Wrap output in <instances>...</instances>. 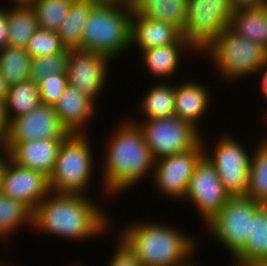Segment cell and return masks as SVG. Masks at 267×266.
I'll list each match as a JSON object with an SVG mask.
<instances>
[{
	"instance_id": "cell-35",
	"label": "cell",
	"mask_w": 267,
	"mask_h": 266,
	"mask_svg": "<svg viewBox=\"0 0 267 266\" xmlns=\"http://www.w3.org/2000/svg\"><path fill=\"white\" fill-rule=\"evenodd\" d=\"M117 246L107 266H142L134 251L118 235Z\"/></svg>"
},
{
	"instance_id": "cell-9",
	"label": "cell",
	"mask_w": 267,
	"mask_h": 266,
	"mask_svg": "<svg viewBox=\"0 0 267 266\" xmlns=\"http://www.w3.org/2000/svg\"><path fill=\"white\" fill-rule=\"evenodd\" d=\"M129 120L139 126L155 160L192 150L202 141V130L200 132L191 123L175 115L139 122L134 117Z\"/></svg>"
},
{
	"instance_id": "cell-28",
	"label": "cell",
	"mask_w": 267,
	"mask_h": 266,
	"mask_svg": "<svg viewBox=\"0 0 267 266\" xmlns=\"http://www.w3.org/2000/svg\"><path fill=\"white\" fill-rule=\"evenodd\" d=\"M22 225L33 227V211L21 201L0 194V240H9Z\"/></svg>"
},
{
	"instance_id": "cell-10",
	"label": "cell",
	"mask_w": 267,
	"mask_h": 266,
	"mask_svg": "<svg viewBox=\"0 0 267 266\" xmlns=\"http://www.w3.org/2000/svg\"><path fill=\"white\" fill-rule=\"evenodd\" d=\"M233 11L228 0H188L182 36L197 51L196 55L229 27Z\"/></svg>"
},
{
	"instance_id": "cell-8",
	"label": "cell",
	"mask_w": 267,
	"mask_h": 266,
	"mask_svg": "<svg viewBox=\"0 0 267 266\" xmlns=\"http://www.w3.org/2000/svg\"><path fill=\"white\" fill-rule=\"evenodd\" d=\"M205 140L202 136L205 155L214 164L226 192L230 197L246 196L252 151L249 153L232 133L220 135L214 147H208Z\"/></svg>"
},
{
	"instance_id": "cell-43",
	"label": "cell",
	"mask_w": 267,
	"mask_h": 266,
	"mask_svg": "<svg viewBox=\"0 0 267 266\" xmlns=\"http://www.w3.org/2000/svg\"><path fill=\"white\" fill-rule=\"evenodd\" d=\"M40 0H9L10 5H26V6H33Z\"/></svg>"
},
{
	"instance_id": "cell-23",
	"label": "cell",
	"mask_w": 267,
	"mask_h": 266,
	"mask_svg": "<svg viewBox=\"0 0 267 266\" xmlns=\"http://www.w3.org/2000/svg\"><path fill=\"white\" fill-rule=\"evenodd\" d=\"M97 4L94 0H73L68 14L57 30L66 49L81 50V39L88 16Z\"/></svg>"
},
{
	"instance_id": "cell-3",
	"label": "cell",
	"mask_w": 267,
	"mask_h": 266,
	"mask_svg": "<svg viewBox=\"0 0 267 266\" xmlns=\"http://www.w3.org/2000/svg\"><path fill=\"white\" fill-rule=\"evenodd\" d=\"M142 222L126 224L118 233L142 266H183L197 254L196 237L170 224Z\"/></svg>"
},
{
	"instance_id": "cell-20",
	"label": "cell",
	"mask_w": 267,
	"mask_h": 266,
	"mask_svg": "<svg viewBox=\"0 0 267 266\" xmlns=\"http://www.w3.org/2000/svg\"><path fill=\"white\" fill-rule=\"evenodd\" d=\"M229 28L240 37L267 49V1L234 8Z\"/></svg>"
},
{
	"instance_id": "cell-47",
	"label": "cell",
	"mask_w": 267,
	"mask_h": 266,
	"mask_svg": "<svg viewBox=\"0 0 267 266\" xmlns=\"http://www.w3.org/2000/svg\"><path fill=\"white\" fill-rule=\"evenodd\" d=\"M0 266H14V265H11V264L8 265V263H5V261H4V262L0 263Z\"/></svg>"
},
{
	"instance_id": "cell-34",
	"label": "cell",
	"mask_w": 267,
	"mask_h": 266,
	"mask_svg": "<svg viewBox=\"0 0 267 266\" xmlns=\"http://www.w3.org/2000/svg\"><path fill=\"white\" fill-rule=\"evenodd\" d=\"M68 86L67 73H57L47 76L38 83V91L42 104L55 106Z\"/></svg>"
},
{
	"instance_id": "cell-17",
	"label": "cell",
	"mask_w": 267,
	"mask_h": 266,
	"mask_svg": "<svg viewBox=\"0 0 267 266\" xmlns=\"http://www.w3.org/2000/svg\"><path fill=\"white\" fill-rule=\"evenodd\" d=\"M171 44H189L182 32L163 21H155L140 15L134 8L131 16L130 49L138 47L139 52Z\"/></svg>"
},
{
	"instance_id": "cell-11",
	"label": "cell",
	"mask_w": 267,
	"mask_h": 266,
	"mask_svg": "<svg viewBox=\"0 0 267 266\" xmlns=\"http://www.w3.org/2000/svg\"><path fill=\"white\" fill-rule=\"evenodd\" d=\"M204 155V146L201 141L192 150L159 158L155 160L153 179L150 181L161 195L181 202L184 200L189 180Z\"/></svg>"
},
{
	"instance_id": "cell-31",
	"label": "cell",
	"mask_w": 267,
	"mask_h": 266,
	"mask_svg": "<svg viewBox=\"0 0 267 266\" xmlns=\"http://www.w3.org/2000/svg\"><path fill=\"white\" fill-rule=\"evenodd\" d=\"M72 2L73 0H40L35 3L33 7L39 28L57 32Z\"/></svg>"
},
{
	"instance_id": "cell-45",
	"label": "cell",
	"mask_w": 267,
	"mask_h": 266,
	"mask_svg": "<svg viewBox=\"0 0 267 266\" xmlns=\"http://www.w3.org/2000/svg\"><path fill=\"white\" fill-rule=\"evenodd\" d=\"M191 261H194V260L193 259L190 260L188 263L184 264L183 266H200V265H197L195 262H191Z\"/></svg>"
},
{
	"instance_id": "cell-6",
	"label": "cell",
	"mask_w": 267,
	"mask_h": 266,
	"mask_svg": "<svg viewBox=\"0 0 267 266\" xmlns=\"http://www.w3.org/2000/svg\"><path fill=\"white\" fill-rule=\"evenodd\" d=\"M86 134H69L62 142L54 170L49 178L50 191L55 194L87 195L93 180L94 152ZM93 174V175H92Z\"/></svg>"
},
{
	"instance_id": "cell-25",
	"label": "cell",
	"mask_w": 267,
	"mask_h": 266,
	"mask_svg": "<svg viewBox=\"0 0 267 266\" xmlns=\"http://www.w3.org/2000/svg\"><path fill=\"white\" fill-rule=\"evenodd\" d=\"M159 81L147 89V93L143 95L140 105L139 113L143 120L164 118L174 116L175 109V83Z\"/></svg>"
},
{
	"instance_id": "cell-29",
	"label": "cell",
	"mask_w": 267,
	"mask_h": 266,
	"mask_svg": "<svg viewBox=\"0 0 267 266\" xmlns=\"http://www.w3.org/2000/svg\"><path fill=\"white\" fill-rule=\"evenodd\" d=\"M31 63L25 48L6 46L0 50V74L9 86L30 79Z\"/></svg>"
},
{
	"instance_id": "cell-30",
	"label": "cell",
	"mask_w": 267,
	"mask_h": 266,
	"mask_svg": "<svg viewBox=\"0 0 267 266\" xmlns=\"http://www.w3.org/2000/svg\"><path fill=\"white\" fill-rule=\"evenodd\" d=\"M253 150L246 197L256 202H267V142L260 140Z\"/></svg>"
},
{
	"instance_id": "cell-7",
	"label": "cell",
	"mask_w": 267,
	"mask_h": 266,
	"mask_svg": "<svg viewBox=\"0 0 267 266\" xmlns=\"http://www.w3.org/2000/svg\"><path fill=\"white\" fill-rule=\"evenodd\" d=\"M263 205L246 196L230 197L205 228L210 237L222 244L234 258L244 248L251 232L252 219Z\"/></svg>"
},
{
	"instance_id": "cell-42",
	"label": "cell",
	"mask_w": 267,
	"mask_h": 266,
	"mask_svg": "<svg viewBox=\"0 0 267 266\" xmlns=\"http://www.w3.org/2000/svg\"><path fill=\"white\" fill-rule=\"evenodd\" d=\"M8 158V153L2 146L0 147V182H1V175Z\"/></svg>"
},
{
	"instance_id": "cell-37",
	"label": "cell",
	"mask_w": 267,
	"mask_h": 266,
	"mask_svg": "<svg viewBox=\"0 0 267 266\" xmlns=\"http://www.w3.org/2000/svg\"><path fill=\"white\" fill-rule=\"evenodd\" d=\"M8 132V120L5 114L4 102L0 101V145L2 146Z\"/></svg>"
},
{
	"instance_id": "cell-24",
	"label": "cell",
	"mask_w": 267,
	"mask_h": 266,
	"mask_svg": "<svg viewBox=\"0 0 267 266\" xmlns=\"http://www.w3.org/2000/svg\"><path fill=\"white\" fill-rule=\"evenodd\" d=\"M188 0H136L134 9L142 16L163 21L183 32Z\"/></svg>"
},
{
	"instance_id": "cell-21",
	"label": "cell",
	"mask_w": 267,
	"mask_h": 266,
	"mask_svg": "<svg viewBox=\"0 0 267 266\" xmlns=\"http://www.w3.org/2000/svg\"><path fill=\"white\" fill-rule=\"evenodd\" d=\"M189 51L191 53L197 52L190 44H171L146 49L140 53L143 56L144 67L147 68L150 75L159 78V80H165V78L169 80L171 77L173 79V76L178 72L177 69H180L179 66L185 53L188 54Z\"/></svg>"
},
{
	"instance_id": "cell-18",
	"label": "cell",
	"mask_w": 267,
	"mask_h": 266,
	"mask_svg": "<svg viewBox=\"0 0 267 266\" xmlns=\"http://www.w3.org/2000/svg\"><path fill=\"white\" fill-rule=\"evenodd\" d=\"M54 110L69 134H87L85 127L97 112V106L92 98L68 85Z\"/></svg>"
},
{
	"instance_id": "cell-38",
	"label": "cell",
	"mask_w": 267,
	"mask_h": 266,
	"mask_svg": "<svg viewBox=\"0 0 267 266\" xmlns=\"http://www.w3.org/2000/svg\"><path fill=\"white\" fill-rule=\"evenodd\" d=\"M260 76V93H262L263 98L267 101V62L260 68L258 72Z\"/></svg>"
},
{
	"instance_id": "cell-4",
	"label": "cell",
	"mask_w": 267,
	"mask_h": 266,
	"mask_svg": "<svg viewBox=\"0 0 267 266\" xmlns=\"http://www.w3.org/2000/svg\"><path fill=\"white\" fill-rule=\"evenodd\" d=\"M132 11L125 6L97 3L88 16L81 50L105 55L113 61L130 51Z\"/></svg>"
},
{
	"instance_id": "cell-32",
	"label": "cell",
	"mask_w": 267,
	"mask_h": 266,
	"mask_svg": "<svg viewBox=\"0 0 267 266\" xmlns=\"http://www.w3.org/2000/svg\"><path fill=\"white\" fill-rule=\"evenodd\" d=\"M70 51L65 49L58 54L32 58L30 79L38 84L51 74L67 73Z\"/></svg>"
},
{
	"instance_id": "cell-27",
	"label": "cell",
	"mask_w": 267,
	"mask_h": 266,
	"mask_svg": "<svg viewBox=\"0 0 267 266\" xmlns=\"http://www.w3.org/2000/svg\"><path fill=\"white\" fill-rule=\"evenodd\" d=\"M40 104L38 84L33 80L29 79L9 86L4 103L8 123L19 116L28 114Z\"/></svg>"
},
{
	"instance_id": "cell-36",
	"label": "cell",
	"mask_w": 267,
	"mask_h": 266,
	"mask_svg": "<svg viewBox=\"0 0 267 266\" xmlns=\"http://www.w3.org/2000/svg\"><path fill=\"white\" fill-rule=\"evenodd\" d=\"M8 17L6 6L0 7V50L8 46L7 35H8Z\"/></svg>"
},
{
	"instance_id": "cell-1",
	"label": "cell",
	"mask_w": 267,
	"mask_h": 266,
	"mask_svg": "<svg viewBox=\"0 0 267 266\" xmlns=\"http://www.w3.org/2000/svg\"><path fill=\"white\" fill-rule=\"evenodd\" d=\"M89 196L50 192L33 211L32 228L79 242L104 235L111 219Z\"/></svg>"
},
{
	"instance_id": "cell-14",
	"label": "cell",
	"mask_w": 267,
	"mask_h": 266,
	"mask_svg": "<svg viewBox=\"0 0 267 266\" xmlns=\"http://www.w3.org/2000/svg\"><path fill=\"white\" fill-rule=\"evenodd\" d=\"M49 178L38 171L22 167L9 157L0 182V194L21 201L34 211L50 193Z\"/></svg>"
},
{
	"instance_id": "cell-41",
	"label": "cell",
	"mask_w": 267,
	"mask_h": 266,
	"mask_svg": "<svg viewBox=\"0 0 267 266\" xmlns=\"http://www.w3.org/2000/svg\"><path fill=\"white\" fill-rule=\"evenodd\" d=\"M8 91H9V85L0 74V101L1 102L5 103Z\"/></svg>"
},
{
	"instance_id": "cell-46",
	"label": "cell",
	"mask_w": 267,
	"mask_h": 266,
	"mask_svg": "<svg viewBox=\"0 0 267 266\" xmlns=\"http://www.w3.org/2000/svg\"><path fill=\"white\" fill-rule=\"evenodd\" d=\"M265 113H266V114H265ZM265 113H264L263 115H264V117H265V115H266V117H265L266 120H265V121H266V125H267V110H266ZM266 135H267V134H265L264 137L262 136V139H261L262 141H265V140L267 139V136H266Z\"/></svg>"
},
{
	"instance_id": "cell-16",
	"label": "cell",
	"mask_w": 267,
	"mask_h": 266,
	"mask_svg": "<svg viewBox=\"0 0 267 266\" xmlns=\"http://www.w3.org/2000/svg\"><path fill=\"white\" fill-rule=\"evenodd\" d=\"M63 140L39 139L25 143H3L2 147L14 163L50 178Z\"/></svg>"
},
{
	"instance_id": "cell-2",
	"label": "cell",
	"mask_w": 267,
	"mask_h": 266,
	"mask_svg": "<svg viewBox=\"0 0 267 266\" xmlns=\"http://www.w3.org/2000/svg\"><path fill=\"white\" fill-rule=\"evenodd\" d=\"M124 119L111 134L102 156L101 192L109 198L131 189L146 175L150 174L152 179L155 167V159L139 126L129 117Z\"/></svg>"
},
{
	"instance_id": "cell-12",
	"label": "cell",
	"mask_w": 267,
	"mask_h": 266,
	"mask_svg": "<svg viewBox=\"0 0 267 266\" xmlns=\"http://www.w3.org/2000/svg\"><path fill=\"white\" fill-rule=\"evenodd\" d=\"M229 198L214 164L204 155L189 180L184 200L192 202L205 225L220 212Z\"/></svg>"
},
{
	"instance_id": "cell-44",
	"label": "cell",
	"mask_w": 267,
	"mask_h": 266,
	"mask_svg": "<svg viewBox=\"0 0 267 266\" xmlns=\"http://www.w3.org/2000/svg\"><path fill=\"white\" fill-rule=\"evenodd\" d=\"M253 266H267V260L260 261Z\"/></svg>"
},
{
	"instance_id": "cell-39",
	"label": "cell",
	"mask_w": 267,
	"mask_h": 266,
	"mask_svg": "<svg viewBox=\"0 0 267 266\" xmlns=\"http://www.w3.org/2000/svg\"><path fill=\"white\" fill-rule=\"evenodd\" d=\"M97 3L120 5L128 8H134L136 0H94Z\"/></svg>"
},
{
	"instance_id": "cell-13",
	"label": "cell",
	"mask_w": 267,
	"mask_h": 266,
	"mask_svg": "<svg viewBox=\"0 0 267 266\" xmlns=\"http://www.w3.org/2000/svg\"><path fill=\"white\" fill-rule=\"evenodd\" d=\"M111 61L109 57L96 52L71 50L67 63L68 85L97 103V97L100 98L105 89L103 87L107 86Z\"/></svg>"
},
{
	"instance_id": "cell-19",
	"label": "cell",
	"mask_w": 267,
	"mask_h": 266,
	"mask_svg": "<svg viewBox=\"0 0 267 266\" xmlns=\"http://www.w3.org/2000/svg\"><path fill=\"white\" fill-rule=\"evenodd\" d=\"M210 90L207 85L193 79L175 84V109L174 115L191 123L199 131L200 122L208 112L210 106ZM201 120V121H200Z\"/></svg>"
},
{
	"instance_id": "cell-22",
	"label": "cell",
	"mask_w": 267,
	"mask_h": 266,
	"mask_svg": "<svg viewBox=\"0 0 267 266\" xmlns=\"http://www.w3.org/2000/svg\"><path fill=\"white\" fill-rule=\"evenodd\" d=\"M239 266H253L267 260V206L263 205L252 219L251 232L244 248L234 257ZM235 259V260H234Z\"/></svg>"
},
{
	"instance_id": "cell-40",
	"label": "cell",
	"mask_w": 267,
	"mask_h": 266,
	"mask_svg": "<svg viewBox=\"0 0 267 266\" xmlns=\"http://www.w3.org/2000/svg\"><path fill=\"white\" fill-rule=\"evenodd\" d=\"M233 8L258 5L265 0H228Z\"/></svg>"
},
{
	"instance_id": "cell-15",
	"label": "cell",
	"mask_w": 267,
	"mask_h": 266,
	"mask_svg": "<svg viewBox=\"0 0 267 266\" xmlns=\"http://www.w3.org/2000/svg\"><path fill=\"white\" fill-rule=\"evenodd\" d=\"M69 133L62 126L53 106L40 104L26 115L8 123L4 143H25L39 139H65Z\"/></svg>"
},
{
	"instance_id": "cell-33",
	"label": "cell",
	"mask_w": 267,
	"mask_h": 266,
	"mask_svg": "<svg viewBox=\"0 0 267 266\" xmlns=\"http://www.w3.org/2000/svg\"><path fill=\"white\" fill-rule=\"evenodd\" d=\"M26 51L31 58L54 55L63 52V46L58 33L38 28L28 41Z\"/></svg>"
},
{
	"instance_id": "cell-26",
	"label": "cell",
	"mask_w": 267,
	"mask_h": 266,
	"mask_svg": "<svg viewBox=\"0 0 267 266\" xmlns=\"http://www.w3.org/2000/svg\"><path fill=\"white\" fill-rule=\"evenodd\" d=\"M11 6H9L10 8L7 7L8 46L26 48L28 41L39 28L34 7L26 5Z\"/></svg>"
},
{
	"instance_id": "cell-5",
	"label": "cell",
	"mask_w": 267,
	"mask_h": 266,
	"mask_svg": "<svg viewBox=\"0 0 267 266\" xmlns=\"http://www.w3.org/2000/svg\"><path fill=\"white\" fill-rule=\"evenodd\" d=\"M211 60L217 74L223 79H243L258 75L267 62V49L242 38L229 27L223 30L201 53Z\"/></svg>"
}]
</instances>
